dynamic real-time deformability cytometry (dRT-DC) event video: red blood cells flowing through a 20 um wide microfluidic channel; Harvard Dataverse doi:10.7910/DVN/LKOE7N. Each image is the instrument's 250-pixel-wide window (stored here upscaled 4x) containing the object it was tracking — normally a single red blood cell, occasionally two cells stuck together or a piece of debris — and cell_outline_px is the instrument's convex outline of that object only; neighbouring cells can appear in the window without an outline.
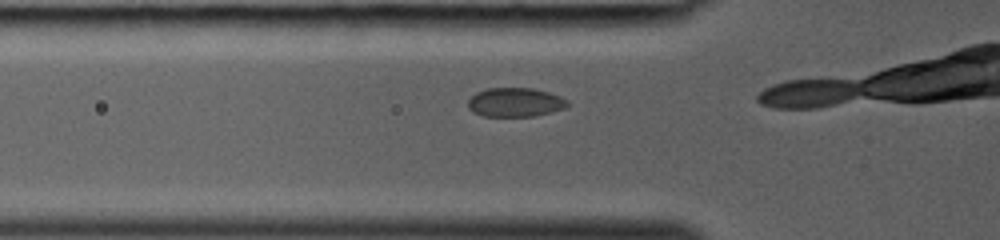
{"species": "common noctule bat (a hibernating species)", "species_latin": "Nyctalus noctula", "temperature_condition": "room temperature", "stored_images_in_passage": 5, "camera_frame_rate_fps": 3000, "um_per_image_px": 0.085, "animal": {"sex": "female", "body_mass_g": 19.0, "forearm_length_mm": 53.3}, "frame": {"image": 1, "passage_image": 4, "time_ms": 1.0, "image_size_px": [1000, 240], "cell_outline_px": [[568, 104], [564, 108], [552, 112], [536, 116], [484, 116], [472, 112], [468, 108], [468, 100], [476, 92], [488, 88], [532, 88], [548, 92], [560, 96], [568, 100]], "centroid_in_image_um": [43.78, 8.7], "position_along_channel_um": 82.0, "area_um2": 16.88}}